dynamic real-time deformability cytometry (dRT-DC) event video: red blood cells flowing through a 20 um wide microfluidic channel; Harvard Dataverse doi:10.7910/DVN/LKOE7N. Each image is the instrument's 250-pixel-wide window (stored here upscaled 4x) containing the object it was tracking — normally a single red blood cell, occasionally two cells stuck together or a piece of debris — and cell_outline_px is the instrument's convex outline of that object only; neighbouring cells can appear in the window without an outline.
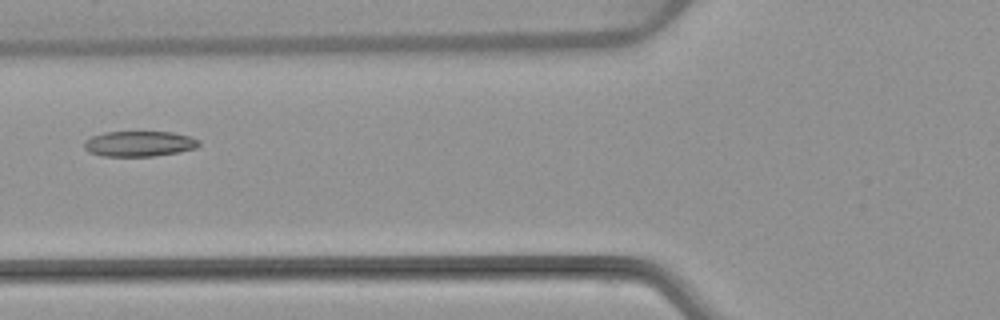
{"species": "common noctule bat (a hibernating species)", "species_latin": "Nyctalus noctula", "temperature_condition": "warm", "stored_images_in_passage": 6, "camera_frame_rate_fps": 3000, "um_per_image_px": 0.085, "animal": {"sex": "female", "body_mass_g": 22.7, "forearm_length_mm": 54.2}, "frame": {"image": 1, "passage_image": 6, "time_ms": 7.0, "image_size_px": [1000, 320], "cell_outline_px": [[200, 144], [196, 148], [180, 152], [152, 156], [104, 156], [88, 152], [84, 148], [84, 140], [92, 136], [104, 132], [172, 132], [192, 136], [200, 140]], "centroid_in_image_um": [11.85, 12.21], "position_along_channel_um": 113.9, "area_um2": 17.17}}